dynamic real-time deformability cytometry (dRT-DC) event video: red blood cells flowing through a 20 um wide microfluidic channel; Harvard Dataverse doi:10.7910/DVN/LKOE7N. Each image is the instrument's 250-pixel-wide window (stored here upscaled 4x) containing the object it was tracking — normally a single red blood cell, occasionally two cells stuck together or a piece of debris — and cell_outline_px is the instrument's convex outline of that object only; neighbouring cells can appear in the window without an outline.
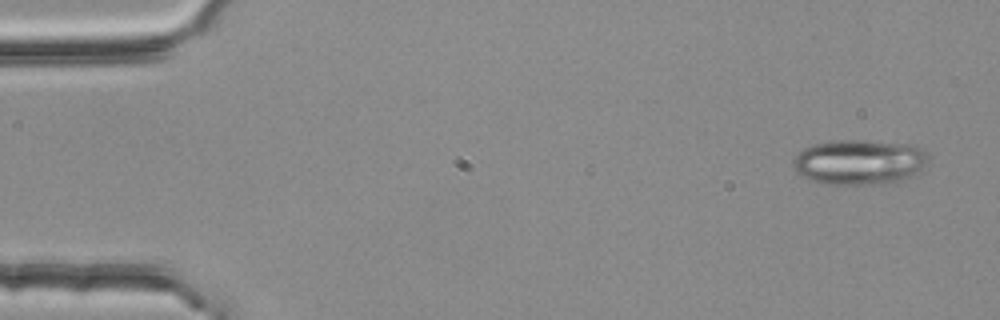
{"species": "common noctule bat (a hibernating species)", "species_latin": "Nyctalus noctula", "temperature_condition": "room temperature", "stored_images_in_passage": 4, "camera_frame_rate_fps": 3000, "um_per_image_px": 0.085, "animal": {"sex": "female", "body_mass_g": 25.1}, "frame": {"image": 1, "passage_image": 1, "time_ms": 0.0, "image_size_px": [1000, 320], "cell_outline_px": [[928, 160], [912, 176], [904, 180], [888, 184], [840, 184], [816, 180], [804, 176], [796, 172], [792, 168], [792, 160], [804, 148], [812, 144], [836, 140], [864, 140], [916, 144], [928, 152]], "centroid_in_image_um": [73.09, 13.75], "position_along_channel_um": 11.9, "area_um2": 35.6}}